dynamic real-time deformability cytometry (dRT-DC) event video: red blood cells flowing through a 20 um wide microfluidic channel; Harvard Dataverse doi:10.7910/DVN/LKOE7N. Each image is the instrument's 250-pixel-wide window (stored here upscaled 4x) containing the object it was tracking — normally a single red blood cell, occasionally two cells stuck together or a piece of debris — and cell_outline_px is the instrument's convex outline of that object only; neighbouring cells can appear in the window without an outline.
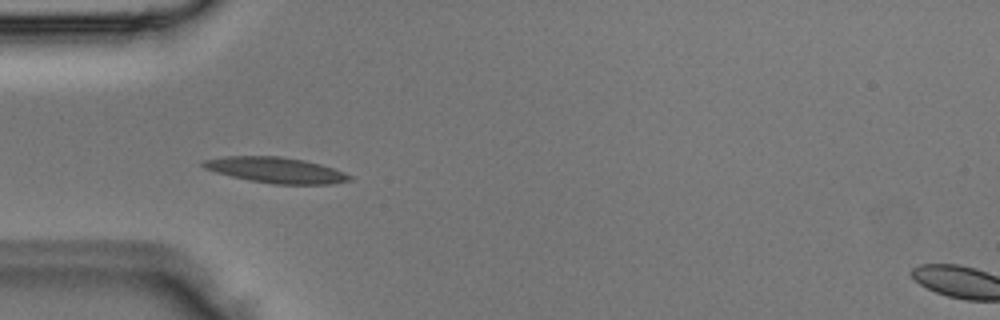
{"species": "Egyptian fruit bat (a non-hibernating species)", "species_latin": "Rousettus aegyptiacus", "temperature_condition": "room temperature", "stored_images_in_passage": 3, "camera_frame_rate_fps": 3000, "um_per_image_px": 0.085, "animal": {"sex": "male"}, "frame": {"image": 1, "passage_image": 3, "time_ms": 0.667, "image_size_px": [1000, 320], "cell_outline_px": [[352, 180], [332, 184], [276, 184], [252, 180], [232, 176], [216, 172], [204, 168], [200, 164], [204, 160], [224, 156], [280, 156], [304, 160], [320, 164], [344, 172], [352, 176]], "centroid_in_image_um": [23.46, 14.45], "position_along_channel_um": 61.5, "area_um2": 21.73}}